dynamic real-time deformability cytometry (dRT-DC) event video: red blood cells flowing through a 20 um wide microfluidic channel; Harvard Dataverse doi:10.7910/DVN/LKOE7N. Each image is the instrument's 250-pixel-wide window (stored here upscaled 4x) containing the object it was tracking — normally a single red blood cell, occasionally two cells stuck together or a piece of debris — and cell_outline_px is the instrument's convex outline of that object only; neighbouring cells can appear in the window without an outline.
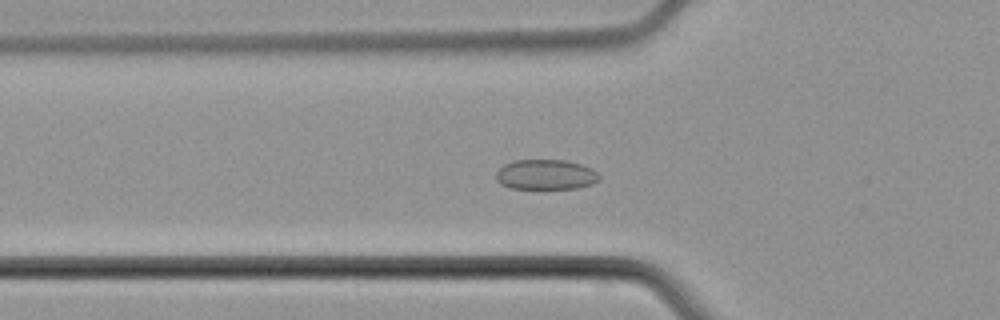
{"species": "common noctule bat (a hibernating species)", "species_latin": "Nyctalus noctula", "temperature_condition": "cold", "stored_images_in_passage": 52, "camera_frame_rate_fps": 3000, "um_per_image_px": 0.085, "animal": {"sex": "male", "body_mass_g": 21.5, "forearm_length_mm": 52.0}, "frame": {"image": 1, "passage_image": 18, "time_ms": 5.667, "image_size_px": [1000, 320], "cell_outline_px": [[600, 180], [592, 184], [576, 188], [508, 188], [500, 184], [496, 180], [496, 172], [504, 164], [516, 160], [564, 160], [580, 164], [592, 168], [600, 176]], "centroid_in_image_um": [46.38, 14.84], "position_along_channel_um": 79.4, "area_um2": 18.09}}
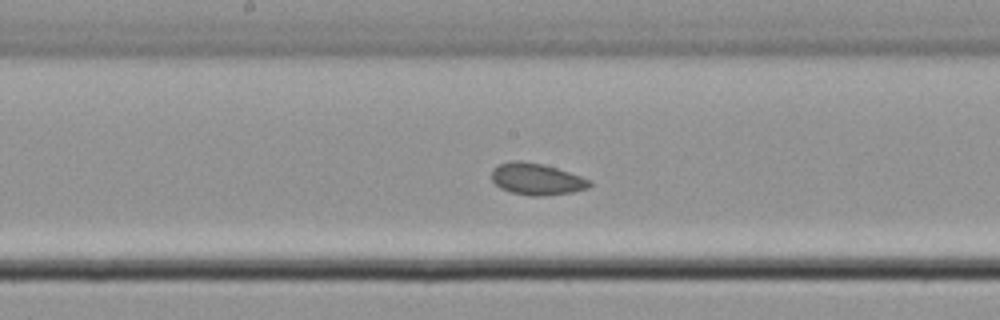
{"frame": {"image": 2, "passage_image": 27, "time_ms": 8.667, "image_size_px": [1000, 320], "cell_outline_px": [[592, 184], [588, 188], [572, 192], [544, 196], [528, 196], [512, 192], [500, 188], [492, 180], [492, 168], [500, 164], [512, 160], [520, 160], [540, 164], [556, 168], [592, 180]], "centroid_in_image_um": [45.61, 15.23], "position_along_channel_um": 202.6, "area_um2": 18.03}}
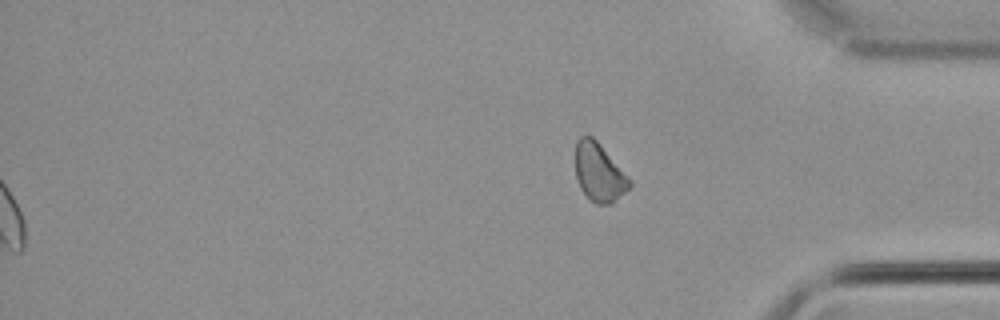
{"frame": {"image": 3, "passage_image": 52, "time_ms": 17.0, "image_size_px": [1000, 320], "cell_outline_px": [[632, 184], [612, 204], [596, 204], [580, 188], [576, 180], [576, 140], [580, 136], [592, 136], [600, 144], [632, 180]], "centroid_in_image_um": [50.92, 14.65], "position_along_channel_um": 384.3, "area_um2": 18.26}}